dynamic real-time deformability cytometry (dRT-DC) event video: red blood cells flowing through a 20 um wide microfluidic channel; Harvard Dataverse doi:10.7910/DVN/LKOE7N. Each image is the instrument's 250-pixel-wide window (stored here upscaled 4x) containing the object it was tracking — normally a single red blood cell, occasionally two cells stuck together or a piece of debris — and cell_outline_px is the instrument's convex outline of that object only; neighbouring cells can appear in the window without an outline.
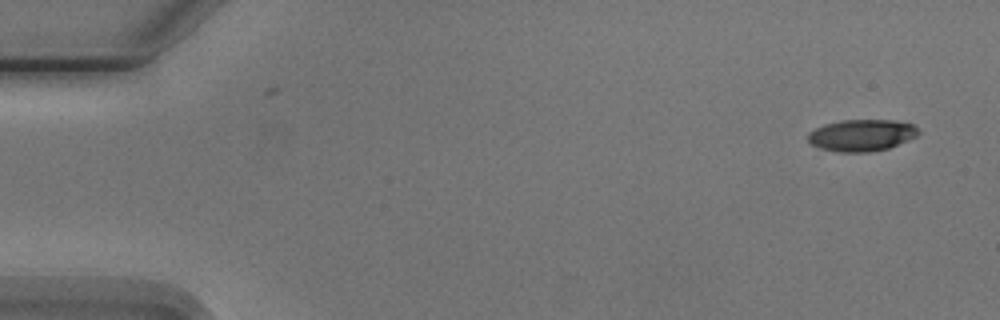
{"species": "Egyptian fruit bat (a non-hibernating species)", "species_latin": "Rousettus aegyptiacus", "temperature_condition": "cold", "stored_images_in_passage": 8, "camera_frame_rate_fps": 3000, "um_per_image_px": 0.085, "animal": {"sex": "male"}, "frame": {"image": 1, "passage_image": 1, "time_ms": 0.0, "image_size_px": [1000, 320], "cell_outline_px": [[920, 132], [916, 136], [908, 140], [888, 148], [868, 152], [836, 152], [820, 148], [812, 144], [808, 140], [808, 132], [824, 124], [840, 120], [892, 120], [912, 124]], "centroid_in_image_um": [73.21, 11.49], "position_along_channel_um": 11.8, "area_um2": 20.35}}
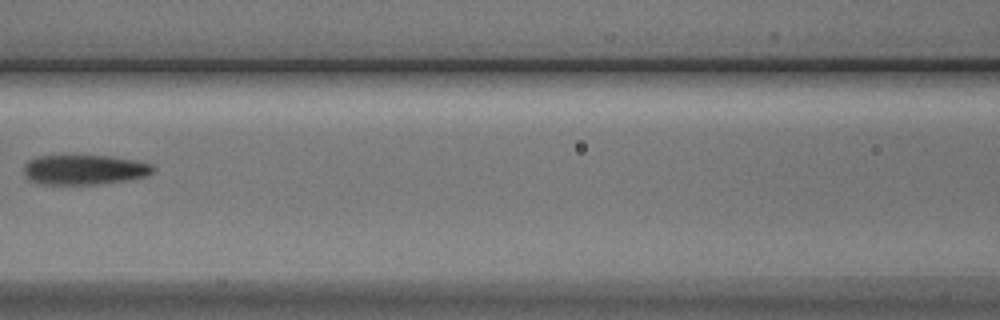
{"frame": {"image": 2, "passage_image": 7, "time_ms": 7.333, "image_size_px": [1000, 320], "cell_outline_px": [[156, 168], [148, 176], [128, 180], [96, 184], [40, 184], [28, 180], [24, 176], [24, 164], [28, 160], [40, 156], [108, 156], [136, 160], [152, 164]], "centroid_in_image_um": [7.17, 14.43], "position_along_channel_um": 159.4, "area_um2": 22.6}}
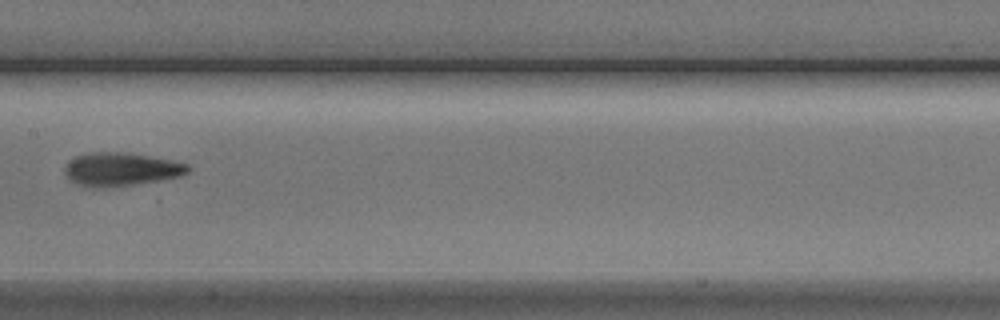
{"frame": {"image": 3, "passage_image": 8, "time_ms": 8.333, "image_size_px": [1000, 320], "cell_outline_px": [[188, 172], [180, 176], [160, 180], [108, 188], [88, 188], [76, 184], [64, 172], [64, 168], [68, 160], [76, 156], [88, 152], [128, 152], [188, 164]], "centroid_in_image_um": [10.21, 14.39], "position_along_channel_um": 197.2, "area_um2": 23.99}}